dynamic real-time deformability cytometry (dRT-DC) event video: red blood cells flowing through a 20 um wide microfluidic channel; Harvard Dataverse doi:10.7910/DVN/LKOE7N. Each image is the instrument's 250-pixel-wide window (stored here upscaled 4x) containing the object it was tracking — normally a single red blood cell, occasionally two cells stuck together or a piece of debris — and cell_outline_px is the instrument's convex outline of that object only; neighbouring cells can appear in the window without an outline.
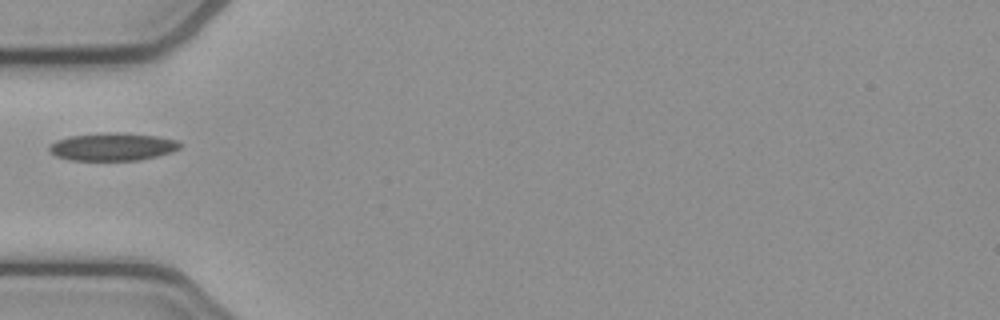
{"species": "common noctule bat (a hibernating species)", "species_latin": "Nyctalus noctula", "temperature_condition": "cold", "stored_images_in_passage": 1, "camera_frame_rate_fps": 3000, "um_per_image_px": 0.085, "animal": {"sex": "female", "body_mass_g": 21.9}, "frame": {"image": 1, "passage_image": 1, "time_ms": 0.0, "image_size_px": [1000, 320], "cell_outline_px": [[184, 144], [180, 148], [172, 152], [140, 160], [72, 160], [56, 156], [48, 148], [56, 140], [68, 136], [108, 132], [124, 132], [156, 136], [176, 140]], "centroid_in_image_um": [9.61, 12.46], "position_along_channel_um": 75.4, "area_um2": 21.21}}